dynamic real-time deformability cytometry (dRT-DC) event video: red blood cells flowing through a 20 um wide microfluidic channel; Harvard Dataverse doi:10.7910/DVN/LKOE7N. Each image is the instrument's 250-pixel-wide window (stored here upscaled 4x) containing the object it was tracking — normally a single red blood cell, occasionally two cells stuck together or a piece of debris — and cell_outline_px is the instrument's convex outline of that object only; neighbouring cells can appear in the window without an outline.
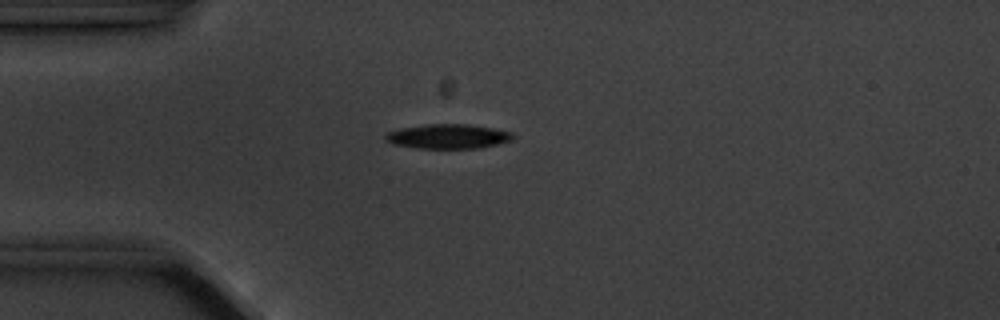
{"species": "common noctule bat (a hibernating species)", "species_latin": "Nyctalus noctula", "temperature_condition": "cold", "stored_images_in_passage": 5, "camera_frame_rate_fps": 3000, "um_per_image_px": 0.085, "animal": {"sex": "male", "body_mass_g": 20.1, "forearm_length_mm": 53.5}, "frame": {"image": 1, "passage_image": 1, "time_ms": 0.0, "image_size_px": [1000, 320], "cell_outline_px": [[516, 136], [512, 140], [496, 144], [476, 148], [416, 148], [392, 144], [384, 140], [384, 136], [388, 132], [400, 128], [428, 124], [468, 124], [492, 128], [512, 132]], "centroid_in_image_um": [38.06, 11.59], "position_along_channel_um": 46.9, "area_um2": 18.21}}